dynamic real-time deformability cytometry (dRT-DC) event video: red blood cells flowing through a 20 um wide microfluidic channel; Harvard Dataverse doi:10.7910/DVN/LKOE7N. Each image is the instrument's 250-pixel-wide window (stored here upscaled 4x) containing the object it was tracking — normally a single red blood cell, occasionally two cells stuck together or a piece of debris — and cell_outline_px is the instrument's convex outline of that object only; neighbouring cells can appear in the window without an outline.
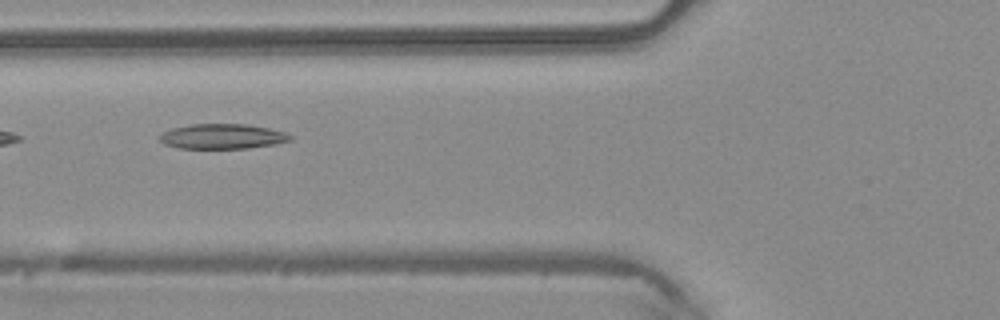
{"species": "common noctule bat (a hibernating species)", "species_latin": "Nyctalus noctula", "temperature_condition": "warm", "stored_images_in_passage": 6, "camera_frame_rate_fps": 3000, "um_per_image_px": 0.085, "animal": {"sex": "male", "body_mass_g": 20.4}, "frame": {"image": 1, "passage_image": 6, "time_ms": 1.667, "image_size_px": [1000, 320], "cell_outline_px": [[292, 140], [276, 144], [248, 148], [180, 148], [164, 144], [156, 136], [172, 128], [192, 124], [248, 124], [268, 128], [284, 132], [292, 136]], "centroid_in_image_um": [18.9, 11.59], "position_along_channel_um": 106.9, "area_um2": 19.02}}